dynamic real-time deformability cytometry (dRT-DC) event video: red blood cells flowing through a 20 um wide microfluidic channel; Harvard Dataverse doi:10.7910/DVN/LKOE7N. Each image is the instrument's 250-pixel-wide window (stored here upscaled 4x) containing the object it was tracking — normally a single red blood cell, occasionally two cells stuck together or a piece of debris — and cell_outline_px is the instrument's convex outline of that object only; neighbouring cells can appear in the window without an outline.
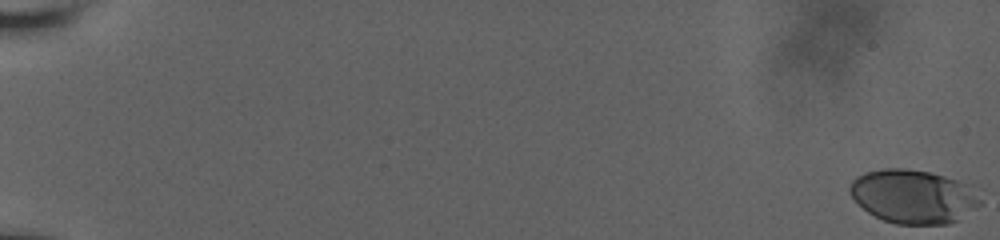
{"species": "human", "species_latin": "Homo sapiens", "temperature_condition": "room temperature", "stored_images_in_passage": 13, "camera_frame_rate_fps": 3000, "um_per_image_px": 0.085, "donor": {"sex": "male"}, "frame": {"image": 1, "passage_image": 1, "time_ms": 0.0, "image_size_px": [1000, 240], "cell_outline_px": [[980, 204], [956, 220], [948, 224], [896, 224], [884, 220], [868, 212], [852, 196], [848, 188], [852, 180], [856, 176], [864, 172], [884, 168], [904, 168], [928, 172], [944, 176], [956, 180], [964, 184], [980, 200]], "centroid_in_image_um": [77.55, 16.69], "position_along_channel_um": 7.5, "area_um2": 40.0}}